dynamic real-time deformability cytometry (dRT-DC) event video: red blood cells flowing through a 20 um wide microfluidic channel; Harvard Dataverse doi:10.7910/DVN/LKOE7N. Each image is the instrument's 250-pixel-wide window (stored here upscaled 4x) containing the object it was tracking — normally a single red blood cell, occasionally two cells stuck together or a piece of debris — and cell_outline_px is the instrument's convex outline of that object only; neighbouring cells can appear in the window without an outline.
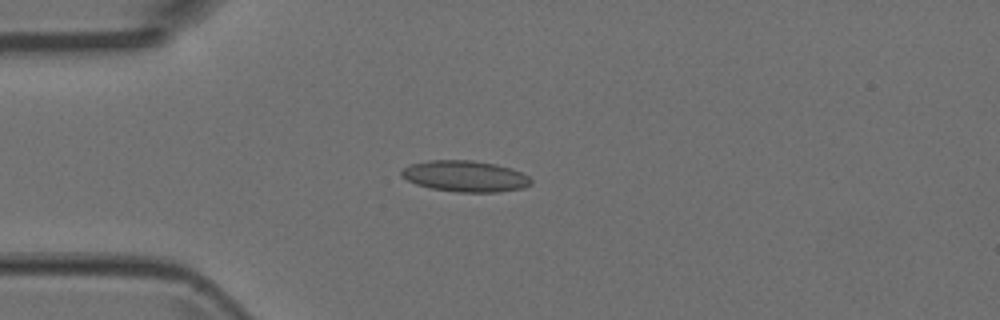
{"species": "Egyptian fruit bat (a non-hibernating species)", "species_latin": "Rousettus aegyptiacus", "temperature_condition": "room temperature", "stored_images_in_passage": 4, "camera_frame_rate_fps": 3000, "um_per_image_px": 0.085, "animal": {"sex": "female"}, "frame": {"image": 1, "passage_image": 4, "time_ms": 1.0, "image_size_px": [1000, 320], "cell_outline_px": [[532, 184], [524, 188], [496, 192], [456, 192], [428, 188], [416, 184], [400, 176], [400, 172], [404, 168], [412, 164], [428, 160], [472, 160], [496, 164], [512, 168], [528, 176], [532, 180]], "centroid_in_image_um": [39.54, 14.98], "position_along_channel_um": 45.5, "area_um2": 23.64}}